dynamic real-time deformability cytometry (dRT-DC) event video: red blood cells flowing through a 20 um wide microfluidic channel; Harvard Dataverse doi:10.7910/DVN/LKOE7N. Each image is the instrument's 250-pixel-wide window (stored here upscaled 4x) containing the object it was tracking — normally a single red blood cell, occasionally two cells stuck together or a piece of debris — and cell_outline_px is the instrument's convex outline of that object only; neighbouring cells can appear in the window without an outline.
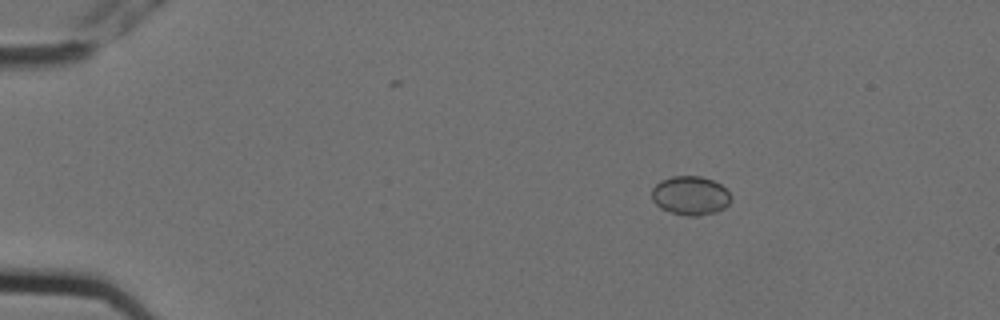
{"species": "Egyptian fruit bat (a non-hibernating species)", "species_latin": "Rousettus aegyptiacus", "temperature_condition": "cold", "stored_images_in_passage": 11, "camera_frame_rate_fps": 3000, "um_per_image_px": 0.085, "animal": {"sex": "female"}, "frame": {"image": 1, "passage_image": 2, "time_ms": 0.333, "image_size_px": [1000, 320], "cell_outline_px": [[732, 200], [724, 208], [716, 212], [700, 216], [688, 216], [672, 212], [660, 208], [652, 200], [652, 188], [660, 180], [672, 176], [700, 176], [712, 180], [720, 184], [732, 196]], "centroid_in_image_um": [58.68, 16.62], "position_along_channel_um": 26.3, "area_um2": 18.03}}
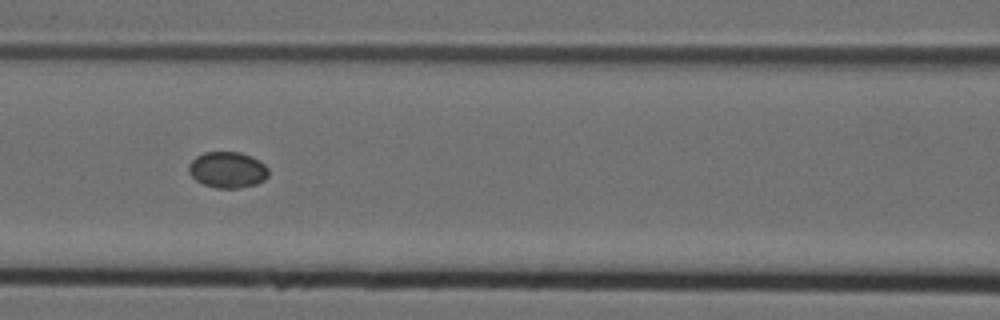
{"frame": {"image": 2, "passage_image": 7, "time_ms": 2.0, "image_size_px": [1000, 320], "cell_outline_px": [[268, 176], [264, 180], [256, 184], [240, 188], [216, 188], [204, 184], [196, 180], [188, 172], [188, 164], [196, 156], [204, 152], [240, 152], [252, 156], [264, 164], [268, 168]], "centroid_in_image_um": [19.33, 14.43], "position_along_channel_um": 147.3, "area_um2": 16.88}}
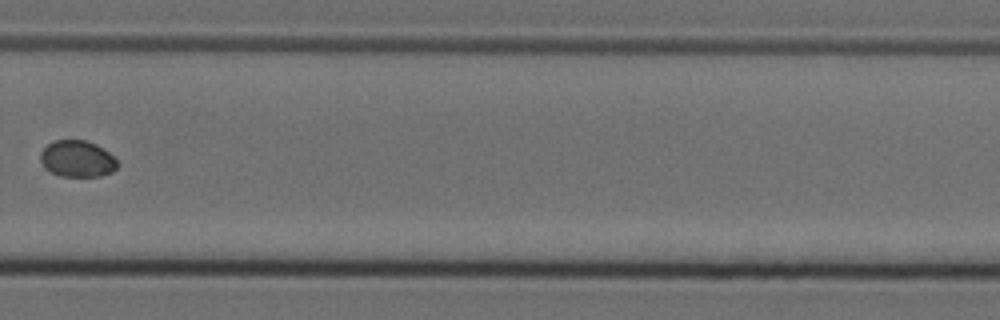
{"frame": {"image": 3, "passage_image": 11, "time_ms": 3.333, "image_size_px": [1000, 320], "cell_outline_px": [[120, 164], [112, 172], [100, 176], [60, 176], [44, 168], [40, 160], [40, 152], [52, 140], [84, 140], [96, 144], [108, 152]], "centroid_in_image_um": [6.55, 13.5], "position_along_channel_um": 323.2, "area_um2": 16.42}}